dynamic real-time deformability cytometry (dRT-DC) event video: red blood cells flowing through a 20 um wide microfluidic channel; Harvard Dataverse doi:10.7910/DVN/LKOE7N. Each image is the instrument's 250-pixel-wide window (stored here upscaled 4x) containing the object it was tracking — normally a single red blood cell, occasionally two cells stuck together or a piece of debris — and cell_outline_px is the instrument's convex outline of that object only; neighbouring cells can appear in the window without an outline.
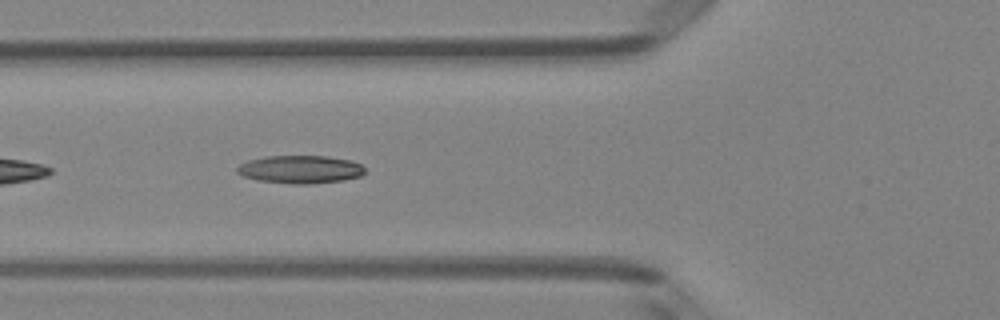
{"species": "Egyptian fruit bat (a non-hibernating species)", "species_latin": "Rousettus aegyptiacus", "temperature_condition": "room temperature", "stored_images_in_passage": 38, "camera_frame_rate_fps": 3000, "um_per_image_px": 0.085, "animal": {"sex": "female"}, "frame": {"image": 1, "passage_image": 5, "time_ms": 1.333, "image_size_px": [1000, 320], "cell_outline_px": [[364, 172], [360, 176], [344, 180], [312, 184], [292, 184], [256, 180], [244, 176], [236, 172], [236, 168], [240, 164], [248, 160], [264, 156], [328, 156], [352, 160], [360, 164], [364, 168]], "centroid_in_image_um": [25.51, 14.4], "position_along_channel_um": 100.3, "area_um2": 20.98}}
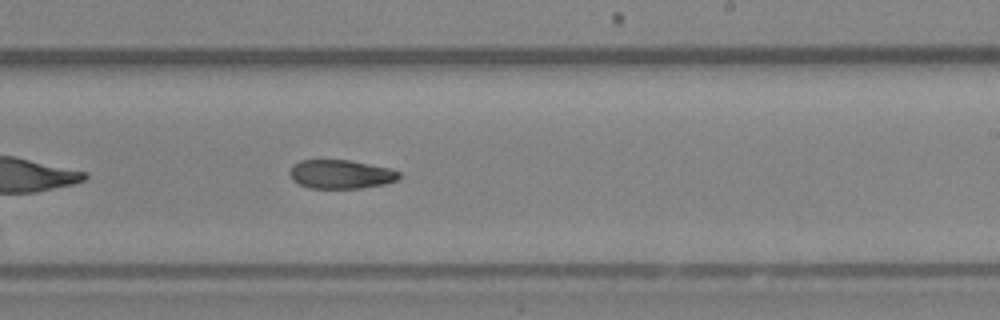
{"frame": {"image": 2, "passage_image": 17, "time_ms": 5.333, "image_size_px": [1000, 320], "cell_outline_px": [[400, 176], [396, 180], [384, 184], [360, 188], [308, 188], [292, 180], [288, 172], [292, 164], [300, 160], [348, 160], [388, 168], [400, 172]], "centroid_in_image_um": [28.91, 14.81], "position_along_channel_um": 260.1, "area_um2": 18.32}}
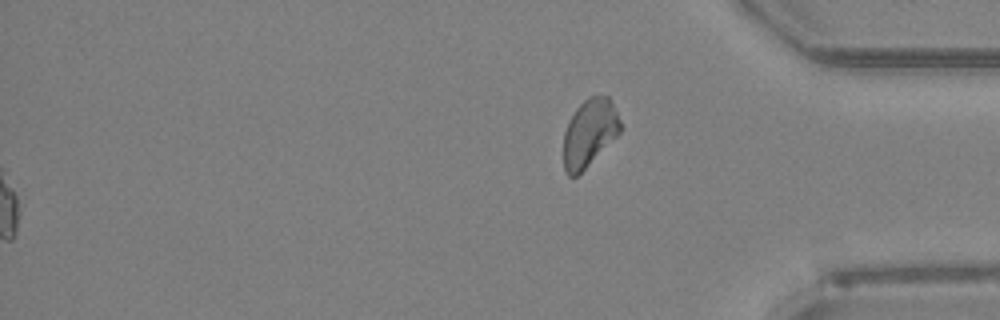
{"frame": {"image": 3, "passage_image": 38, "time_ms": 12.333, "image_size_px": [1000, 320], "cell_outline_px": [[620, 132], [576, 176], [568, 176], [564, 168], [564, 132], [568, 120], [576, 108], [588, 96], [608, 96], [612, 100], [620, 120]], "centroid_in_image_um": [50.08, 11.25], "position_along_channel_um": 385.1, "area_um2": 21.96}, "authors_computed_cell_mechanics": {"area_um2": 19.6231, "velocity_mm_per_s": 4.0045, "shape_relaxation_time_tau1_ms": null, "shape_relaxation_time_tau2_ms": 6.8802, "deformation_change_tau1": null, "deformation_change_tau2": 0.1384}}